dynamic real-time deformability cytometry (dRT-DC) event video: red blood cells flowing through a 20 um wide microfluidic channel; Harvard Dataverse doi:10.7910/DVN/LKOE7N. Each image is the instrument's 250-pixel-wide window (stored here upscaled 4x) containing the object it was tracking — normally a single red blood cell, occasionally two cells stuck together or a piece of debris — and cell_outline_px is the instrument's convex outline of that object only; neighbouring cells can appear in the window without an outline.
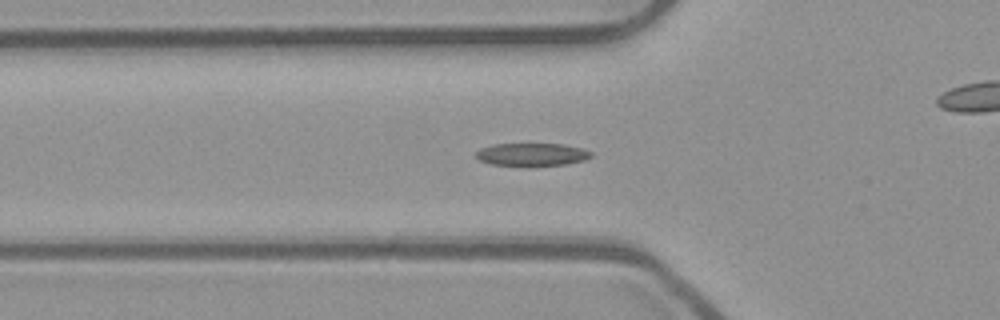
{"species": "common noctule bat (a hibernating species)", "species_latin": "Nyctalus noctula", "temperature_condition": "room temperature", "stored_images_in_passage": 56, "camera_frame_rate_fps": 3000, "um_per_image_px": 0.085, "animal": {"sex": "male", "body_mass_g": 23.1, "forearm_length_mm": 52.7}, "frame": {"image": 1, "passage_image": 20, "time_ms": 6.333, "image_size_px": [1000, 320], "cell_outline_px": [[592, 156], [584, 160], [568, 164], [528, 168], [492, 164], [480, 160], [476, 156], [476, 152], [480, 148], [492, 144], [564, 144], [584, 148], [592, 152]], "centroid_in_image_um": [45.24, 13.16], "position_along_channel_um": 80.6, "area_um2": 15.95}}
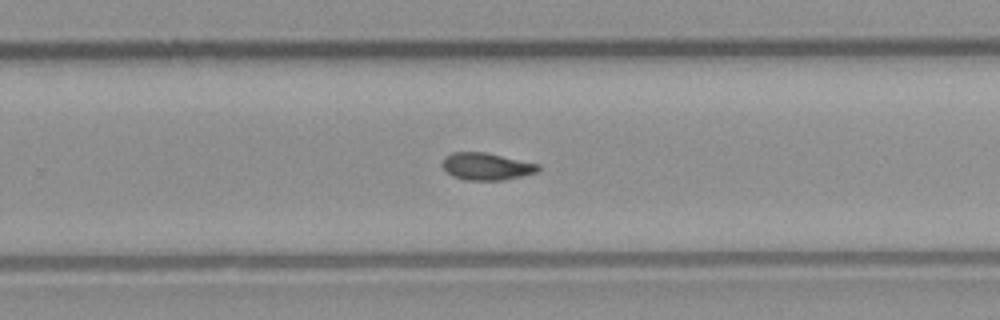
{"frame": {"image": 2, "passage_image": 36, "time_ms": 11.667, "image_size_px": [1000, 320], "cell_outline_px": [[540, 168], [536, 172], [504, 180], [468, 180], [452, 176], [444, 168], [444, 156], [452, 152], [484, 152], [540, 164]], "centroid_in_image_um": [41.36, 14.14], "position_along_channel_um": 288.4, "area_um2": 14.97}}
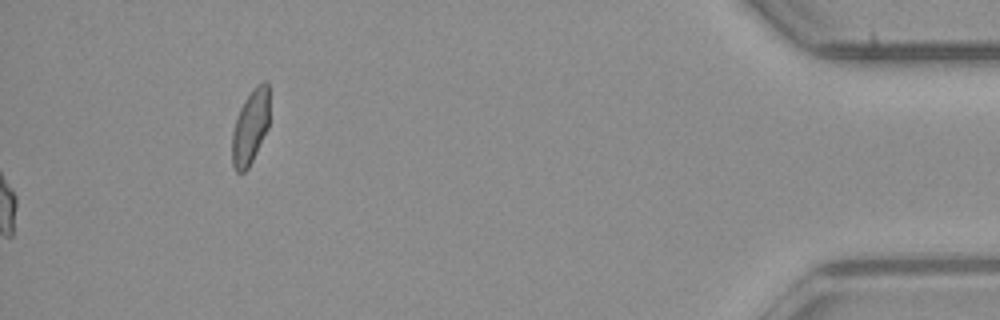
{"frame": {"image": 3, "passage_image": 56, "time_ms": 18.333, "image_size_px": [1000, 320], "cell_outline_px": [[268, 128], [248, 168], [244, 172], [236, 172], [232, 164], [232, 132], [236, 116], [244, 100], [252, 88], [256, 84], [264, 80], [268, 80]], "centroid_in_image_um": [21.26, 10.76], "position_along_channel_um": 413.9, "area_um2": 16.3}, "authors_computed_cell_mechanics": {"area_um2": 15.028, "velocity_mm_per_s": 3.874, "shape_relaxation_time_tau1_ms": null, "shape_relaxation_time_tau2_ms": 7.3243, "deformation_change_tau1": null, "deformation_change_tau2": 0.1144}}